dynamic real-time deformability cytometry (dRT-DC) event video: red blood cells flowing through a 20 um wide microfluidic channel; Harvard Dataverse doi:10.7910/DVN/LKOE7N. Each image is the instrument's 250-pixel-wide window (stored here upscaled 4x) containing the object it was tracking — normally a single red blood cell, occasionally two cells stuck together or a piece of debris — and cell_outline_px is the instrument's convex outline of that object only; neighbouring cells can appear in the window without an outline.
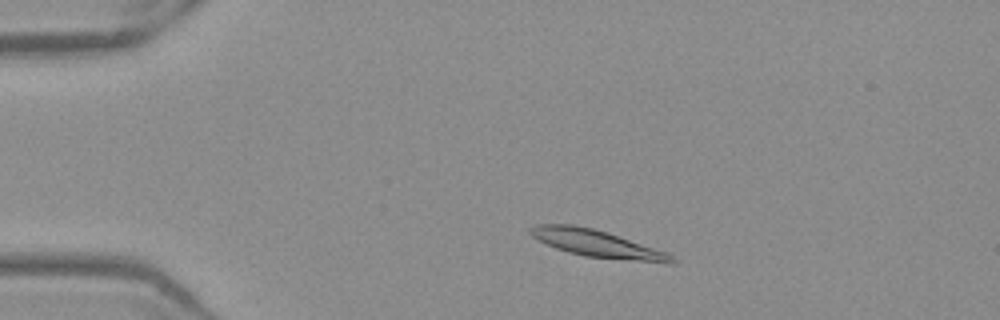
{"species": "Egyptian fruit bat (a non-hibernating species)", "species_latin": "Rousettus aegyptiacus", "temperature_condition": "warm", "stored_images_in_passage": 48, "camera_frame_rate_fps": 3000, "um_per_image_px": 0.085, "frame": {"image": 1, "passage_image": 6, "time_ms": 1.667, "image_size_px": [1000, 320], "cell_outline_px": [[680, 260], [672, 264], [668, 264], [584, 256], [568, 252], [556, 248], [532, 236], [528, 232], [528, 228], [536, 224], [572, 224], [592, 228], [608, 232], [664, 252]], "centroid_in_image_um": [50.75, 20.71], "position_along_channel_um": 34.2, "area_um2": 22.25}}
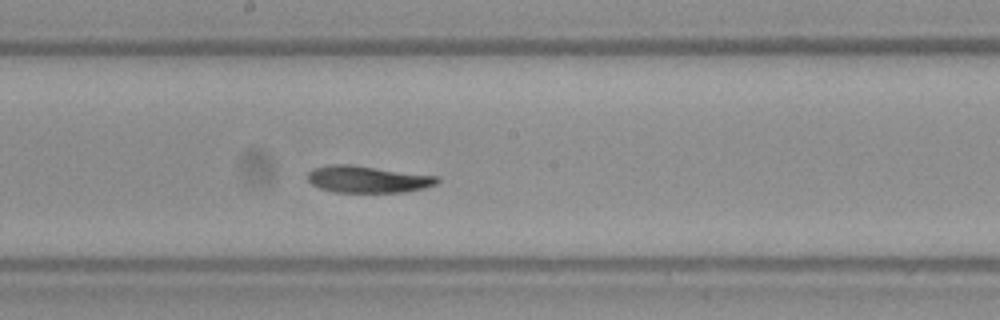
{"frame": {"image": 2, "passage_image": 24, "time_ms": 7.667, "image_size_px": [1000, 320], "cell_outline_px": [[440, 180], [436, 184], [424, 188], [404, 192], [332, 192], [320, 188], [312, 184], [308, 180], [308, 172], [312, 168], [328, 164], [352, 164], [440, 176]], "centroid_in_image_um": [31.26, 15.22], "position_along_channel_um": 216.9, "area_um2": 20.58}}
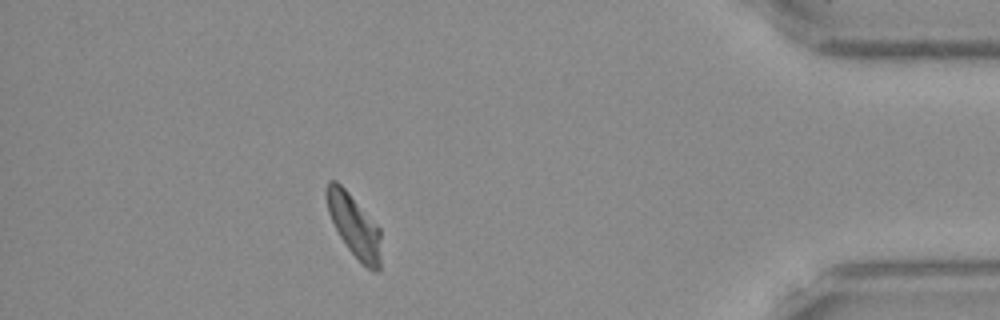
{"frame": {"image": 3, "passage_image": 42, "time_ms": 13.667, "image_size_px": [1000, 320], "cell_outline_px": [[380, 272], [376, 272], [368, 268], [348, 248], [340, 236], [328, 212], [324, 192], [324, 188], [328, 180], [336, 180], [348, 192], [380, 228]], "centroid_in_image_um": [30.08, 19.14], "position_along_channel_um": 405.1, "area_um2": 19.59}, "authors_computed_cell_mechanics": {"area_um2": 20.7213, "velocity_mm_per_s": 3.8871, "shape_relaxation_time_tau1_ms": 3.8676, "shape_relaxation_time_tau2_ms": 2.4946, "deformation_change_tau1": 0.1514, "deformation_change_tau2": 0.0866}}